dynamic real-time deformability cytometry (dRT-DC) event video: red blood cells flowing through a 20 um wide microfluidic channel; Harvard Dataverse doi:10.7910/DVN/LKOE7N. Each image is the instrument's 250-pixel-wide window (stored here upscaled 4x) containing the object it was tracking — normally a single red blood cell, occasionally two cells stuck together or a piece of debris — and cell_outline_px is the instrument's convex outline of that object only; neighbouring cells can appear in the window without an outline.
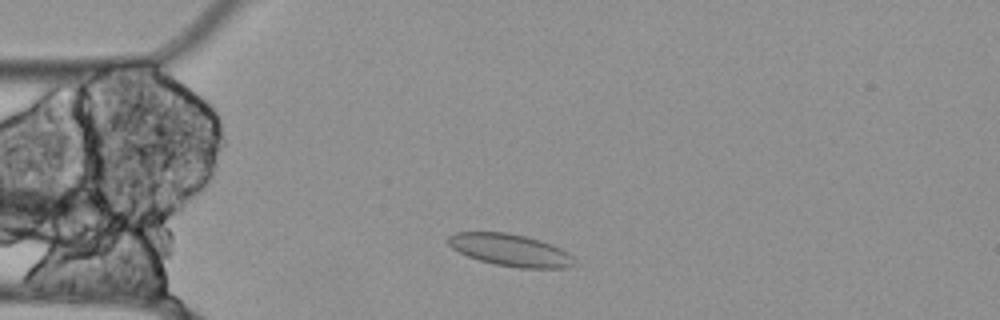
{"species": "Egyptian fruit bat (a non-hibernating species)", "species_latin": "Rousettus aegyptiacus", "temperature_condition": "cold", "stored_images_in_passage": 43, "camera_frame_rate_fps": 3000, "um_per_image_px": 0.085, "animal": {"sex": "female"}, "frame": {"image": 1, "passage_image": 5, "time_ms": 1.333, "image_size_px": [1000, 320], "cell_outline_px": [[584, 264], [572, 268], [520, 268], [496, 264], [480, 260], [468, 256], [452, 248], [448, 244], [448, 236], [456, 232], [508, 232], [524, 236], [552, 244], [568, 252]], "centroid_in_image_um": [43.5, 21.28], "position_along_channel_um": 41.5, "area_um2": 23.99}}
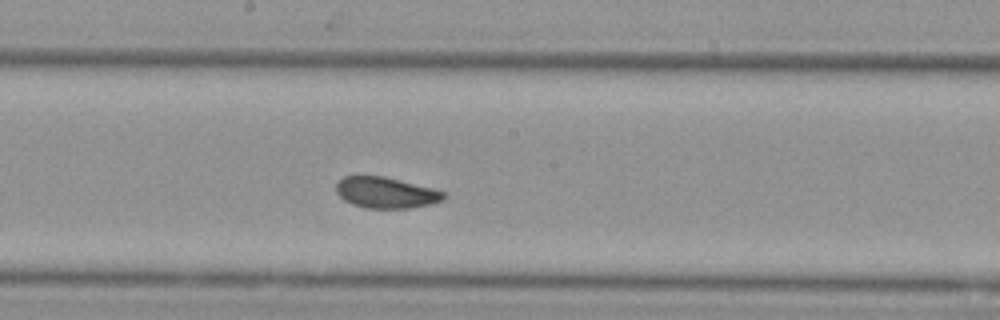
{"frame": {"image": 2, "passage_image": 21, "time_ms": 6.667, "image_size_px": [1000, 320], "cell_outline_px": [[448, 196], [444, 200], [432, 204], [412, 208], [364, 208], [352, 204], [344, 200], [336, 192], [336, 184], [344, 176], [384, 176], [432, 188], [444, 192]], "centroid_in_image_um": [32.83, 16.38], "position_along_channel_um": 215.4, "area_um2": 19.54}}
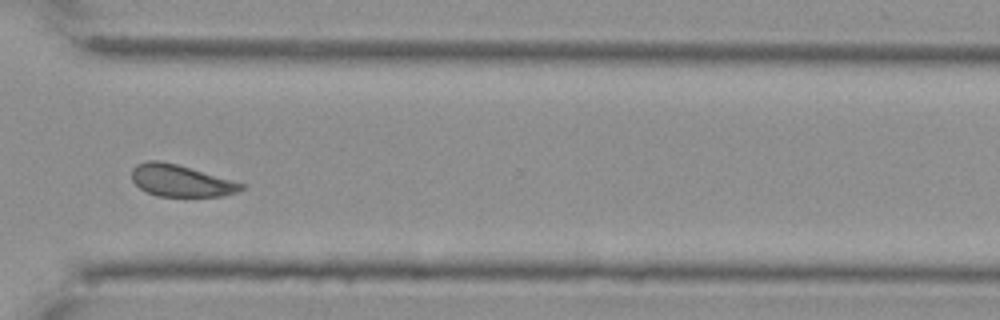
{"frame": {"image": 3, "passage_image": 33, "time_ms": 10.667, "image_size_px": [1000, 320], "cell_outline_px": [[248, 188], [240, 192], [224, 196], [156, 196], [140, 188], [132, 180], [132, 168], [136, 164], [148, 160], [160, 160], [176, 164], [232, 180], [244, 184]], "centroid_in_image_um": [15.4, 15.36], "position_along_channel_um": 355.2, "area_um2": 20.35}, "authors_computed_cell_mechanics": {"area_um2": 20.8658, "velocity_mm_per_s": 3.4827, "shape_relaxation_time_tau1_ms": null, "shape_relaxation_time_tau2_ms": 7.6956, "deformation_change_tau1": null, "deformation_change_tau2": 0.0763}}